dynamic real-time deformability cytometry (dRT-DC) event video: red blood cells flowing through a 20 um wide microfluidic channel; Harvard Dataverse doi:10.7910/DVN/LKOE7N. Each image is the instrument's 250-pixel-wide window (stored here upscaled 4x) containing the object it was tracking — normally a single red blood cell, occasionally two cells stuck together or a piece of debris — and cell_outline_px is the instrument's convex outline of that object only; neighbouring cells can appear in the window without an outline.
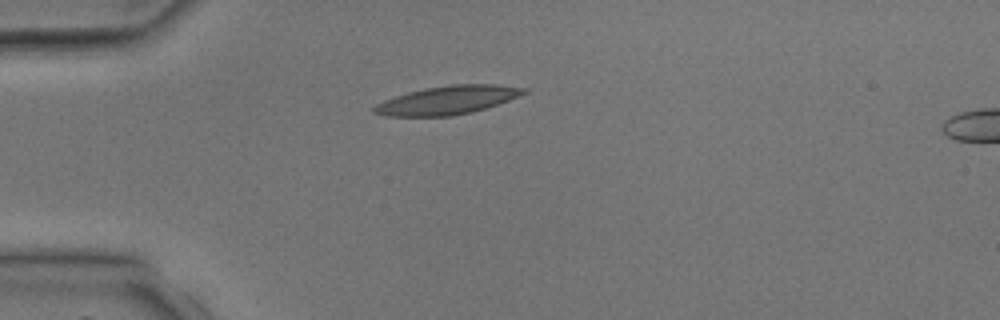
{"species": "common noctule bat (a hibernating species)", "species_latin": "Nyctalus noctula", "temperature_condition": "room temperature", "stored_images_in_passage": 1, "camera_frame_rate_fps": 3000, "um_per_image_px": 0.085, "animal": {"sex": "male", "body_mass_g": 17.9, "forearm_length_mm": 54.2}, "frame": {"image": 1, "passage_image": 1, "time_ms": 0.0, "image_size_px": [1000, 320], "cell_outline_px": [[528, 92], [508, 100], [472, 112], [452, 116], [384, 116], [372, 112], [372, 108], [376, 104], [384, 100], [408, 92], [424, 88], [452, 84], [496, 84], [528, 88]], "centroid_in_image_um": [38.02, 8.51], "position_along_channel_um": 47.0, "area_um2": 24.8}}